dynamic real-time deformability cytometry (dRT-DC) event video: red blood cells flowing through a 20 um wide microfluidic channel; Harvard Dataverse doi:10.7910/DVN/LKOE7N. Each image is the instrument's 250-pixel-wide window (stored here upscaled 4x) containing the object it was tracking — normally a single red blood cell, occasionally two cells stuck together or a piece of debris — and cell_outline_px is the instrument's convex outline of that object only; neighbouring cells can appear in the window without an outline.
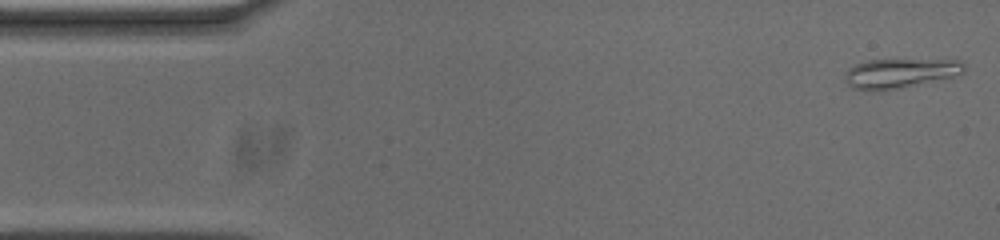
{"species": "common noctule bat (a hibernating species)", "species_latin": "Nyctalus noctula", "temperature_condition": "cold", "stored_images_in_passage": 53, "camera_frame_rate_fps": 3000, "um_per_image_px": 0.085, "animal": {"sex": "male", "body_mass_g": 20.0, "forearm_length_mm": 53.3}, "frame": {"image": 1, "passage_image": 1, "time_ms": 0.0, "image_size_px": [1000, 240], "cell_outline_px": [[964, 72], [952, 76], [900, 88], [852, 88], [844, 80], [848, 68], [856, 64], [868, 60], [960, 60], [964, 64]], "centroid_in_image_um": [76.51, 6.18], "position_along_channel_um": 8.5, "area_um2": 19.59}}
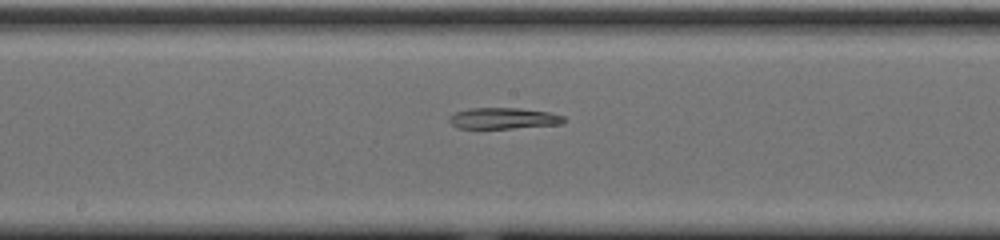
{"frame": {"image": 2, "passage_image": 26, "time_ms": 8.333, "image_size_px": [1000, 240], "cell_outline_px": [[568, 120], [564, 124], [512, 128], [456, 128], [448, 120], [448, 116], [456, 112], [472, 108], [520, 108], [548, 112], [564, 116]], "centroid_in_image_um": [42.83, 10.06], "position_along_channel_um": 205.4, "area_um2": 14.22}}
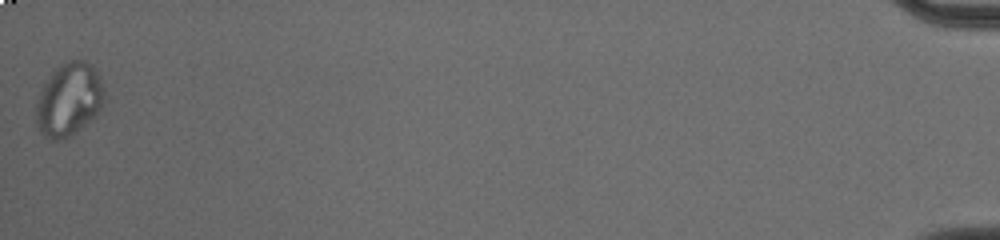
{"frame": {"image": 3, "passage_image": 53, "time_ms": 17.333, "image_size_px": [1000, 240], "cell_outline_px": [[108, 96], [104, 104], [96, 116], [80, 128], [68, 136], [60, 140], [52, 140], [44, 136], [40, 132], [36, 120], [36, 104], [40, 92], [44, 84], [52, 72], [60, 64], [68, 60], [84, 60], [92, 64], [96, 68], [100, 76]], "centroid_in_image_um": [5.92, 8.43], "position_along_channel_um": 429.3, "area_um2": 29.48}}